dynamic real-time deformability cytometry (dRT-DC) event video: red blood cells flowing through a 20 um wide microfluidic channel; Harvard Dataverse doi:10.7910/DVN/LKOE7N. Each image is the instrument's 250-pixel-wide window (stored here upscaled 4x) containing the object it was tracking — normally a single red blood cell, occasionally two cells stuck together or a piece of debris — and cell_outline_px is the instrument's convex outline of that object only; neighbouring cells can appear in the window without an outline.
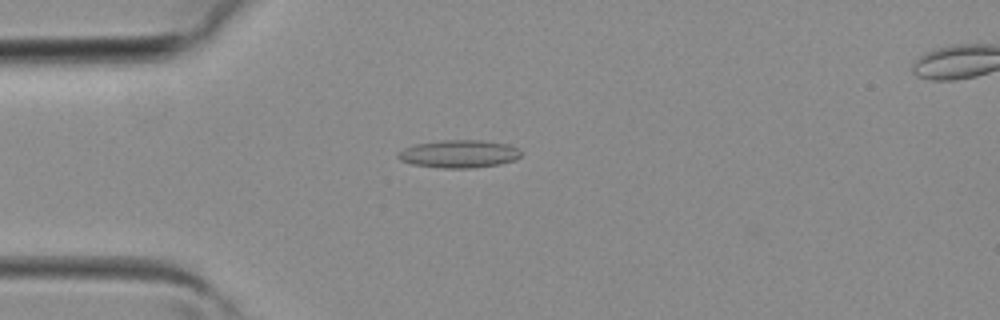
{"species": "common noctule bat (a hibernating species)", "species_latin": "Nyctalus noctula", "temperature_condition": "room temperature", "stored_images_in_passage": 40, "segment_of_instrument_passage": [1, 2], "camera_frame_rate_fps": 3000, "um_per_image_px": 0.085, "animal": {"sex": "female", "body_mass_g": 19.3, "forearm_length_mm": 54.1}, "frame": {"image": 1, "passage_image": 10, "time_ms": 3.0, "image_size_px": [1000, 320], "cell_outline_px": [[520, 156], [516, 160], [500, 164], [476, 168], [440, 168], [412, 164], [400, 160], [396, 156], [396, 152], [404, 148], [416, 144], [440, 140], [484, 140], [508, 144], [516, 148], [520, 152]], "centroid_in_image_um": [38.99, 13.08], "position_along_channel_um": 46.0, "area_um2": 20.11}}
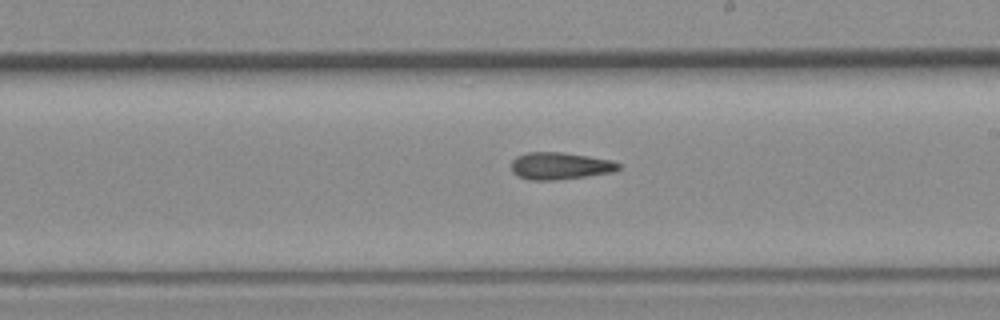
{"frame": {"image": 2, "passage_image": 22, "time_ms": 7.0, "image_size_px": [1000, 320], "cell_outline_px": [[620, 168], [612, 172], [556, 180], [528, 180], [516, 176], [512, 172], [512, 160], [516, 156], [528, 152], [560, 152], [588, 156], [612, 160], [620, 164]], "centroid_in_image_um": [47.56, 14.1], "position_along_channel_um": 241.4, "area_um2": 16.94}}
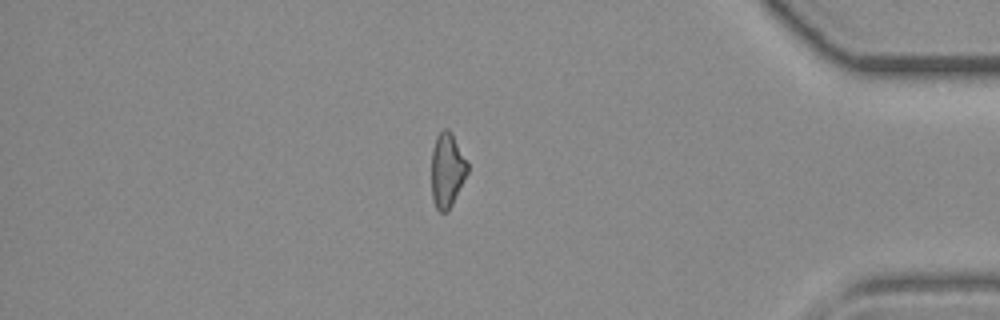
{"frame": {"image": 3, "passage_image": 33, "time_ms": 10.667, "image_size_px": [1000, 320], "cell_outline_px": [[468, 172], [448, 212], [440, 212], [436, 208], [432, 200], [432, 148], [436, 136], [444, 128], [448, 128], [452, 132], [468, 160]], "centroid_in_image_um": [38.01, 14.43], "position_along_channel_um": 397.2, "area_um2": 15.9}}